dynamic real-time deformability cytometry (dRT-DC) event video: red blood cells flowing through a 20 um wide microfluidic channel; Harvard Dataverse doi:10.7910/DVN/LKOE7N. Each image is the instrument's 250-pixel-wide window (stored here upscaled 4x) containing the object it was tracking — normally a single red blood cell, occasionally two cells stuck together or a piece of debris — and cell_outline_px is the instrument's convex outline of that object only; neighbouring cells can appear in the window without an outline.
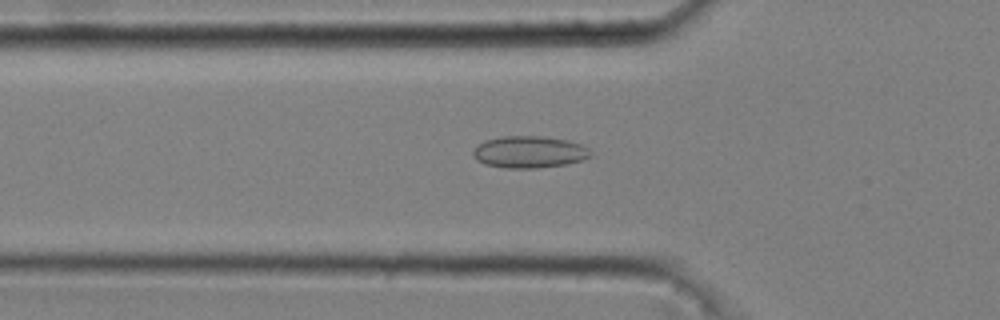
{"species": "common noctule bat (a hibernating species)", "species_latin": "Nyctalus noctula", "temperature_condition": "cold", "stored_images_in_passage": 36, "camera_frame_rate_fps": 3000, "um_per_image_px": 0.085, "animal": {"sex": "male", "body_mass_g": 20.4}, "frame": {"image": 1, "passage_image": 4, "time_ms": 1.0, "image_size_px": [1000, 320], "cell_outline_px": [[592, 156], [568, 164], [540, 168], [504, 168], [484, 164], [476, 160], [472, 152], [484, 140], [500, 136], [540, 136], [568, 140], [580, 144], [588, 148], [592, 152]], "centroid_in_image_um": [44.99, 12.92], "position_along_channel_um": 80.8, "area_um2": 21.96}}
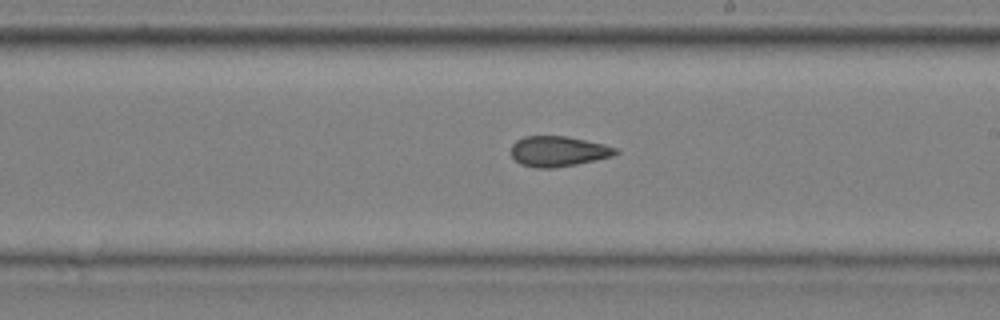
{"frame": {"image": 2, "passage_image": 17, "time_ms": 5.333, "image_size_px": [1000, 320], "cell_outline_px": [[620, 152], [612, 156], [596, 160], [576, 164], [552, 168], [536, 168], [520, 164], [512, 156], [512, 144], [516, 140], [524, 136], [568, 136], [604, 144], [616, 148]], "centroid_in_image_um": [47.45, 12.86], "position_along_channel_um": 241.5, "area_um2": 18.5}}
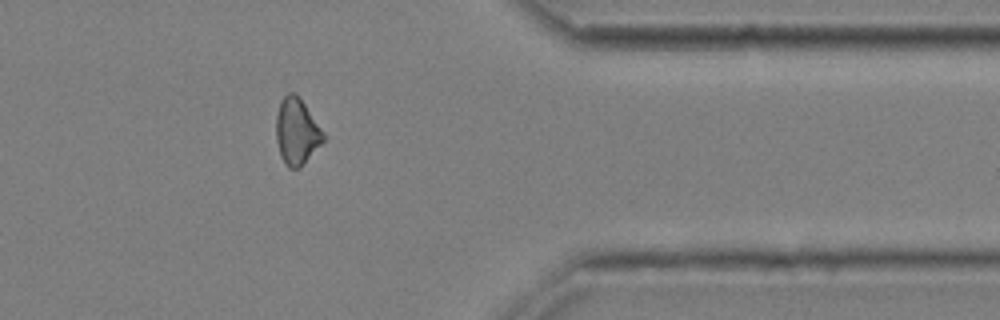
{"frame": {"image": 3, "passage_image": 30, "time_ms": 9.667, "image_size_px": [1000, 320], "cell_outline_px": [[324, 140], [300, 168], [288, 168], [284, 164], [280, 156], [276, 140], [276, 116], [280, 100], [288, 92], [296, 92], [324, 132]], "centroid_in_image_um": [25.19, 11.17], "position_along_channel_um": 386.2, "area_um2": 18.32}, "authors_computed_cell_mechanics": {"area_um2": 18.8428, "velocity_mm_per_s": 3.7007, "shape_relaxation_time_tau1_ms": null, "shape_relaxation_time_tau2_ms": 2.4973, "deformation_change_tau1": null, "deformation_change_tau2": 0.0776}}